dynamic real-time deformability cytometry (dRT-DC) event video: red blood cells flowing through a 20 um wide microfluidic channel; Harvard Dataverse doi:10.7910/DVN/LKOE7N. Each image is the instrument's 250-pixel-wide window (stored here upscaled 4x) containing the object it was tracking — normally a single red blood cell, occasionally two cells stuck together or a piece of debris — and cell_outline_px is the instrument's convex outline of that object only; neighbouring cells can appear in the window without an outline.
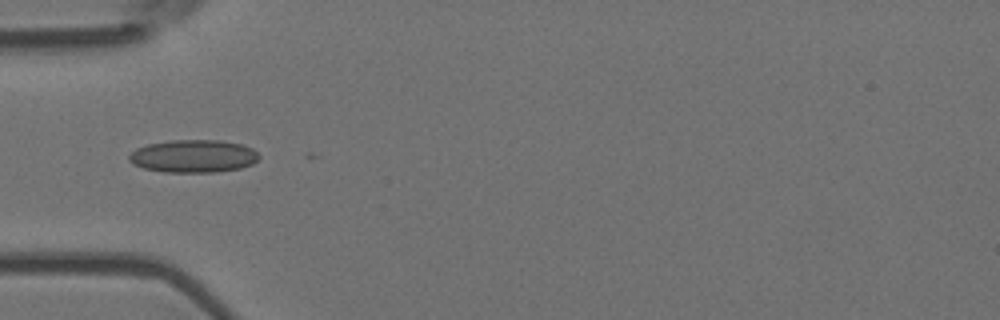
{"species": "Egyptian fruit bat (a non-hibernating species)", "species_latin": "Rousettus aegyptiacus", "temperature_condition": "room temperature", "stored_images_in_passage": 1, "camera_frame_rate_fps": 3000, "um_per_image_px": 0.085, "animal": {"sex": "female"}, "frame": {"image": 1, "passage_image": 1, "time_ms": 0.0, "image_size_px": [1000, 320], "cell_outline_px": [[260, 156], [252, 164], [240, 168], [216, 172], [164, 172], [144, 168], [132, 164], [128, 160], [128, 156], [136, 148], [148, 144], [172, 140], [220, 140], [244, 144], [252, 148]], "centroid_in_image_um": [16.43, 13.27], "position_along_channel_um": 68.6, "area_um2": 24.91}}